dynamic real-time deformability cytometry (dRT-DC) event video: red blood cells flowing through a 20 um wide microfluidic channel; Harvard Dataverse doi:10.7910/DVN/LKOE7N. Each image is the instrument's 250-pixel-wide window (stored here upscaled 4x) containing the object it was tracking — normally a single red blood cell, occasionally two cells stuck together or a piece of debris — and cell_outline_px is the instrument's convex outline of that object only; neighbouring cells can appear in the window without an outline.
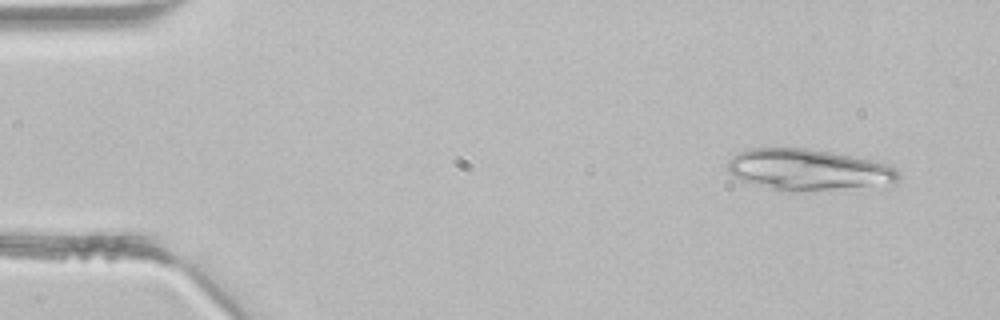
{"species": "common noctule bat (a hibernating species)", "species_latin": "Nyctalus noctula", "temperature_condition": "room temperature", "stored_images_in_passage": 4, "camera_frame_rate_fps": 3000, "um_per_image_px": 0.085, "animal": {"sex": "male", "body_mass_g": 21.5, "forearm_length_mm": 52.0}, "frame": {"image": 1, "passage_image": 1, "time_ms": 0.0, "image_size_px": [1000, 320], "cell_outline_px": [[900, 176], [896, 184], [892, 188], [796, 192], [780, 192], [732, 176], [728, 172], [728, 160], [732, 156], [748, 148], [804, 148], [852, 156], [888, 164], [896, 168], [900, 172]], "centroid_in_image_um": [68.86, 14.49], "position_along_channel_um": 16.1, "area_um2": 42.54}}